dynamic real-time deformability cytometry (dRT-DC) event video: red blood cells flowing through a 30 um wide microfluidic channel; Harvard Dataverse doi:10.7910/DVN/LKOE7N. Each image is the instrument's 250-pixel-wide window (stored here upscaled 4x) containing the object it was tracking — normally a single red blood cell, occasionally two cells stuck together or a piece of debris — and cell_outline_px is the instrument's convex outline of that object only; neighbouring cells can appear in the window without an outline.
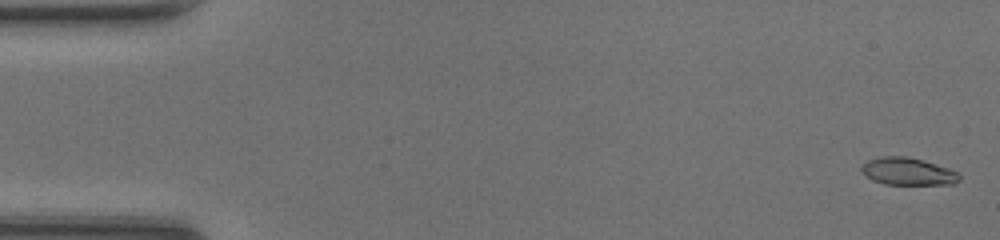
{"species": "common noctule bat (a hibernating species)", "species_latin": "Nyctalus noctula", "temperature_condition": "room temperature", "stored_images_in_passage": 47, "camera_frame_rate_fps": 3000, "um_per_image_px": 0.085, "animal": {"sex": "female", "body_mass_g": 20.0, "forearm_length_mm": 54.0}, "frame": {"image": 1, "passage_image": 1, "time_ms": 0.0, "image_size_px": [1000, 240], "cell_outline_px": [[960, 180], [952, 184], [884, 184], [872, 180], [860, 168], [868, 160], [880, 156], [908, 156], [924, 160], [960, 172]], "centroid_in_image_um": [77.2, 14.56], "position_along_channel_um": 7.8, "area_um2": 15.61}}
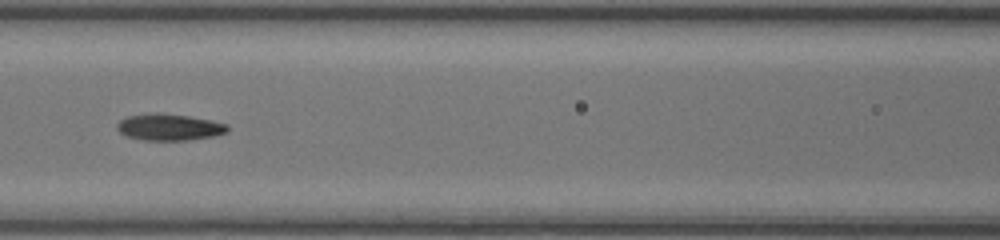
{"frame": {"image": 2, "passage_image": 21, "time_ms": 6.667, "image_size_px": [1000, 240], "cell_outline_px": [[228, 132], [212, 136], [188, 140], [144, 140], [124, 136], [116, 128], [116, 124], [120, 120], [128, 116], [152, 112], [160, 112], [188, 116], [212, 120], [228, 124]], "centroid_in_image_um": [14.36, 10.8], "position_along_channel_um": 152.2, "area_um2": 17.28}}
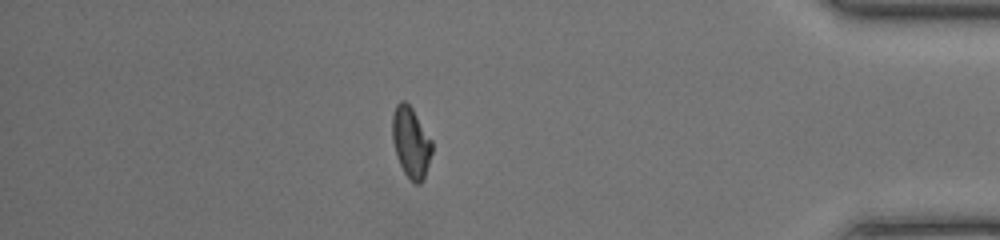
{"frame": {"image": 3, "passage_image": 41, "time_ms": 13.333, "image_size_px": [1000, 240], "cell_outline_px": [[432, 152], [424, 176], [420, 184], [416, 184], [404, 172], [396, 156], [392, 140], [392, 116], [396, 104], [400, 100], [404, 100], [412, 108], [432, 140]], "centroid_in_image_um": [34.91, 12.06], "position_along_channel_um": 400.3, "area_um2": 16.24}, "authors_computed_cell_mechanics": {"area_um2": 16.4152, "velocity_mm_per_s": 4.3486, "shape_relaxation_time_tau1_ms": 6.2867, "shape_relaxation_time_tau2_ms": 0.89, "deformation_change_tau1": 0.2011, "deformation_change_tau2": 0.0673}}